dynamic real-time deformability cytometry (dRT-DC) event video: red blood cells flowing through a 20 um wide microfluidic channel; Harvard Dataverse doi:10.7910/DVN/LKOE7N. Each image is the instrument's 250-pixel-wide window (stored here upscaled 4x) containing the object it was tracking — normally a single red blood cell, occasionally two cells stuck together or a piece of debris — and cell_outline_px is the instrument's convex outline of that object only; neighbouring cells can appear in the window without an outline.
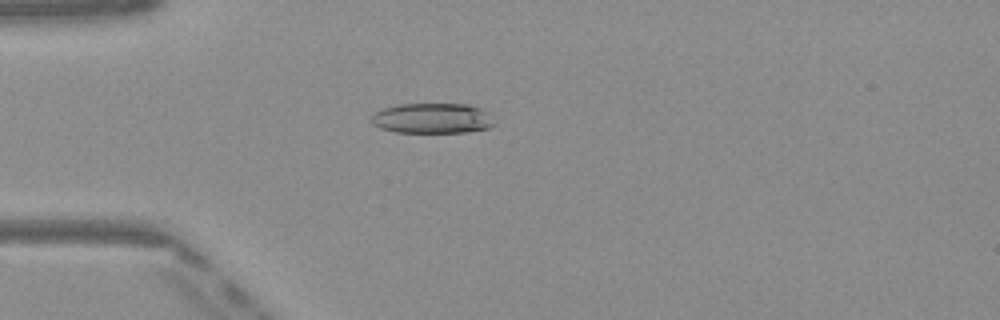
{"species": "Egyptian fruit bat (a non-hibernating species)", "species_latin": "Rousettus aegyptiacus", "temperature_condition": "warm", "stored_images_in_passage": 48, "camera_frame_rate_fps": 3000, "um_per_image_px": 0.085, "frame": {"image": 1, "passage_image": 12, "time_ms": 3.667, "image_size_px": [1000, 320], "cell_outline_px": [[496, 124], [488, 128], [464, 132], [396, 132], [380, 128], [372, 124], [372, 116], [376, 112], [384, 108], [396, 104], [468, 104], [480, 108], [488, 112]], "centroid_in_image_um": [36.76, 10.05], "position_along_channel_um": 48.2, "area_um2": 21.68}}
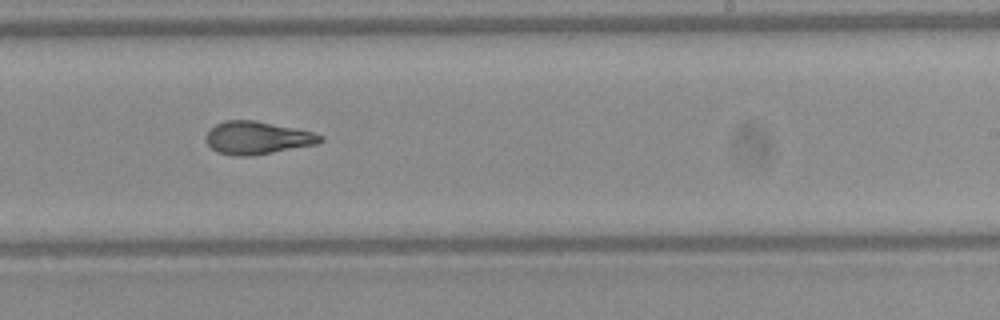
{"frame": {"image": 2, "passage_image": 29, "time_ms": 9.333, "image_size_px": [1000, 320], "cell_outline_px": [[324, 140], [320, 144], [252, 156], [232, 156], [216, 152], [208, 144], [204, 136], [216, 124], [224, 120], [252, 120], [296, 128], [312, 132], [324, 136]], "centroid_in_image_um": [21.89, 11.73], "position_along_channel_um": 267.1, "area_um2": 22.08}}
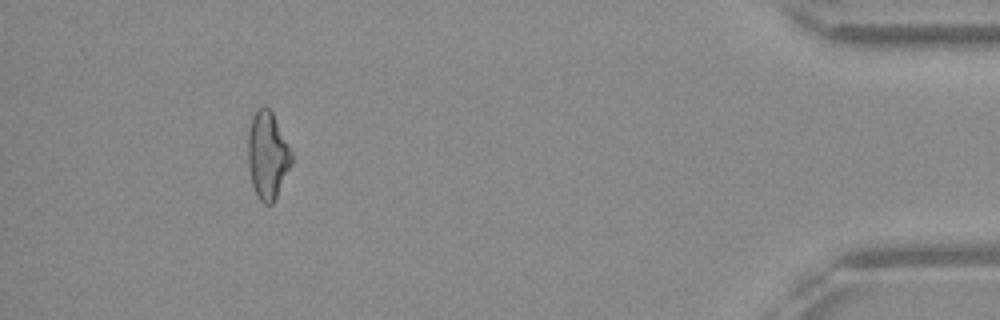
{"frame": {"image": 3, "passage_image": 44, "time_ms": 14.333, "image_size_px": [1000, 320], "cell_outline_px": [[292, 164], [272, 204], [264, 204], [256, 196], [252, 184], [248, 168], [248, 132], [252, 116], [264, 104], [272, 112], [292, 156]], "centroid_in_image_um": [22.71, 13.23], "position_along_channel_um": 412.5, "area_um2": 21.79}, "authors_computed_cell_mechanics": {"area_um2": 22.0796, "velocity_mm_per_s": 4.115, "shape_relaxation_time_tau1_ms": null, "shape_relaxation_time_tau2_ms": 2.4197, "deformation_change_tau1": null, "deformation_change_tau2": 0.0977}}